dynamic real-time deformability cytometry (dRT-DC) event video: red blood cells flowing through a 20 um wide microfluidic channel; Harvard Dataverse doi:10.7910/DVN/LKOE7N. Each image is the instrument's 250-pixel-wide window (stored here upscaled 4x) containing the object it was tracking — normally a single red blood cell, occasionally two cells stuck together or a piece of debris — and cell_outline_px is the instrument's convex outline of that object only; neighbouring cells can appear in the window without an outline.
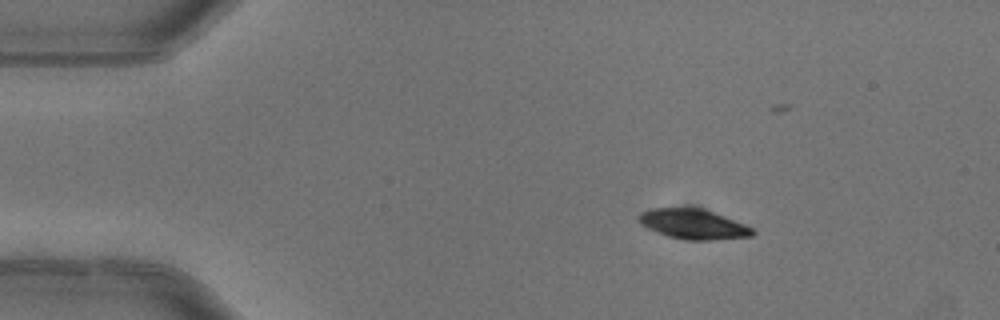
{"species": "common noctule bat (a hibernating species)", "species_latin": "Nyctalus noctula", "temperature_condition": "warm", "stored_images_in_passage": 3, "camera_frame_rate_fps": 3000, "um_per_image_px": 0.085, "animal": {"sex": "female"}, "frame": {"image": 1, "passage_image": 1, "time_ms": 0.0, "image_size_px": [1000, 320], "cell_outline_px": [[756, 232], [752, 236], [716, 240], [688, 240], [668, 236], [656, 232], [640, 224], [640, 212], [648, 208], [704, 208], [744, 224], [752, 228]], "centroid_in_image_um": [58.93, 19.05], "position_along_channel_um": 26.1, "area_um2": 19.83}}